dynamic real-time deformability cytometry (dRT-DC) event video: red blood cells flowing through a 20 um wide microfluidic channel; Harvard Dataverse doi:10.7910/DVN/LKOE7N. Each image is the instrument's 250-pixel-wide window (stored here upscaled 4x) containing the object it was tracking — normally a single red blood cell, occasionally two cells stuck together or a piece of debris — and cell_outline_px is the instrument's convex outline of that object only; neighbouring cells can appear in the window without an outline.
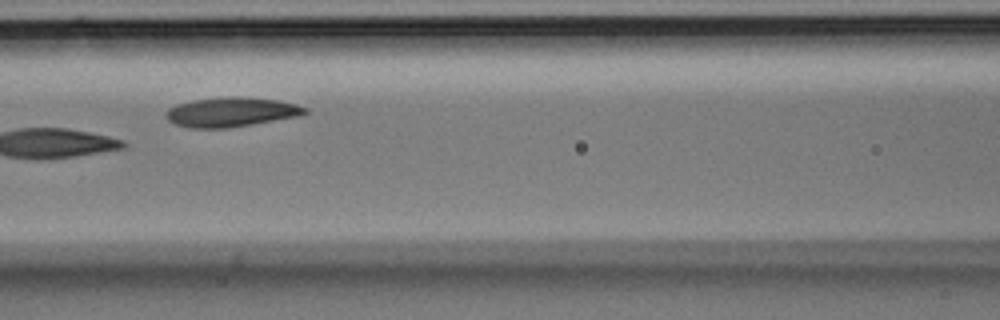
{"species": "Egyptian fruit bat (a non-hibernating species)", "species_latin": "Rousettus aegyptiacus", "temperature_condition": "room temperature", "stored_images_in_passage": 6, "camera_frame_rate_fps": 3000, "um_per_image_px": 0.085, "animal": {"sex": "male"}, "frame": {"image": 1, "passage_image": 5, "time_ms": 1.333, "image_size_px": [1000, 320], "cell_outline_px": [[308, 112], [304, 116], [228, 128], [192, 128], [176, 124], [168, 120], [164, 112], [168, 108], [176, 104], [192, 100], [224, 96], [244, 96], [276, 100], [296, 104], [308, 108]], "centroid_in_image_um": [19.68, 9.52], "position_along_channel_um": 146.9, "area_um2": 24.33}}
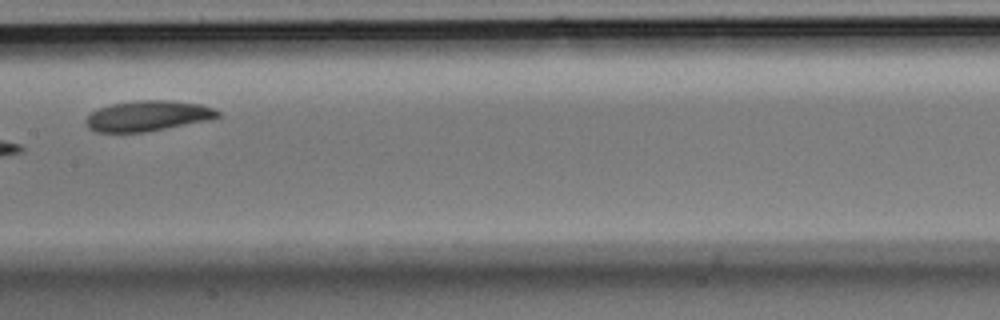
{"frame": {"image": 2, "passage_image": 6, "time_ms": 1.667, "image_size_px": [1000, 320], "cell_outline_px": [[220, 116], [212, 120], [144, 132], [96, 132], [88, 128], [88, 116], [92, 112], [100, 108], [112, 104], [132, 100], [172, 100], [200, 104], [212, 108], [220, 112]], "centroid_in_image_um": [12.62, 9.84], "position_along_channel_um": 194.8, "area_um2": 23.35}}